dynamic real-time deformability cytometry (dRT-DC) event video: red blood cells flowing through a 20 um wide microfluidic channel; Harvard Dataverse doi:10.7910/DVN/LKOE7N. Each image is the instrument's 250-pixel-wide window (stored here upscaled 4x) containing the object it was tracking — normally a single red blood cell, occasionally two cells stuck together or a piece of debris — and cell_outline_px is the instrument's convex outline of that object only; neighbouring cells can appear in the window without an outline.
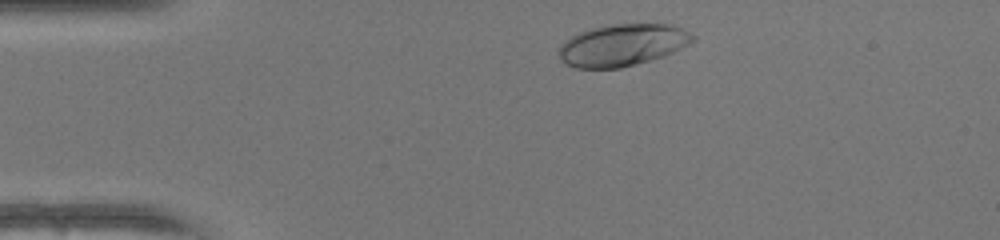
{"species": "human", "species_latin": "Homo sapiens", "temperature_condition": "warm", "stored_images_in_passage": 34, "camera_frame_rate_fps": 3000, "um_per_image_px": 0.085, "donor": {"sex": "female"}, "frame": {"image": 1, "passage_image": 3, "time_ms": 0.667, "image_size_px": [1000, 240], "cell_outline_px": [[696, 40], [664, 56], [636, 64], [620, 68], [576, 68], [564, 64], [560, 60], [560, 48], [564, 40], [588, 28], [612, 24], [668, 24], [680, 28], [696, 36]], "centroid_in_image_um": [52.89, 3.83], "position_along_channel_um": 32.1, "area_um2": 32.66}}
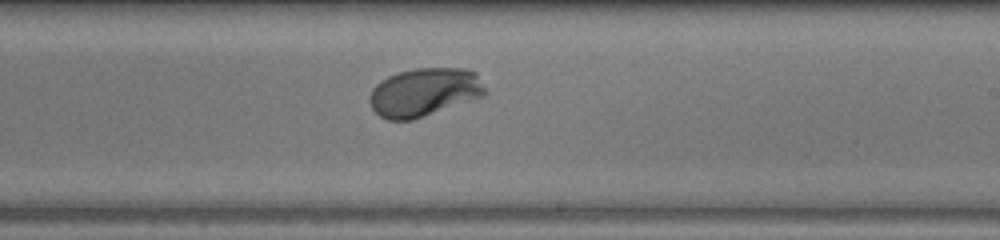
{"frame": {"image": 2, "passage_image": 23, "time_ms": 7.333, "image_size_px": [1000, 240], "cell_outline_px": [[488, 92], [484, 96], [412, 120], [388, 120], [380, 116], [372, 108], [368, 100], [368, 96], [372, 88], [380, 80], [396, 72], [416, 68], [464, 68], [476, 72]], "centroid_in_image_um": [36.05, 7.82], "position_along_channel_um": 253.0, "area_um2": 32.83}}
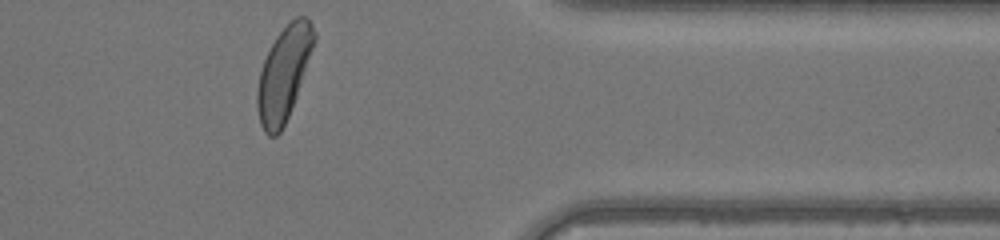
{"frame": {"image": 3, "passage_image": 34, "time_ms": 11.0, "image_size_px": [1000, 240], "cell_outline_px": [[316, 40], [296, 96], [288, 116], [280, 132], [276, 136], [268, 136], [264, 132], [260, 124], [256, 108], [256, 92], [260, 72], [264, 60], [276, 36], [296, 16], [304, 16], [312, 24], [316, 32]], "centroid_in_image_um": [24.11, 6.27], "position_along_channel_um": 387.3, "area_um2": 30.69}, "authors_computed_cell_mechanics": {"area_um2": 31.7611, "velocity_mm_per_s": 4.1245, "shape_relaxation_time_tau1_ms": 2.2252, "shape_relaxation_time_tau2_ms": null, "deformation_change_tau1": 0.1785, "deformation_change_tau2": null}}